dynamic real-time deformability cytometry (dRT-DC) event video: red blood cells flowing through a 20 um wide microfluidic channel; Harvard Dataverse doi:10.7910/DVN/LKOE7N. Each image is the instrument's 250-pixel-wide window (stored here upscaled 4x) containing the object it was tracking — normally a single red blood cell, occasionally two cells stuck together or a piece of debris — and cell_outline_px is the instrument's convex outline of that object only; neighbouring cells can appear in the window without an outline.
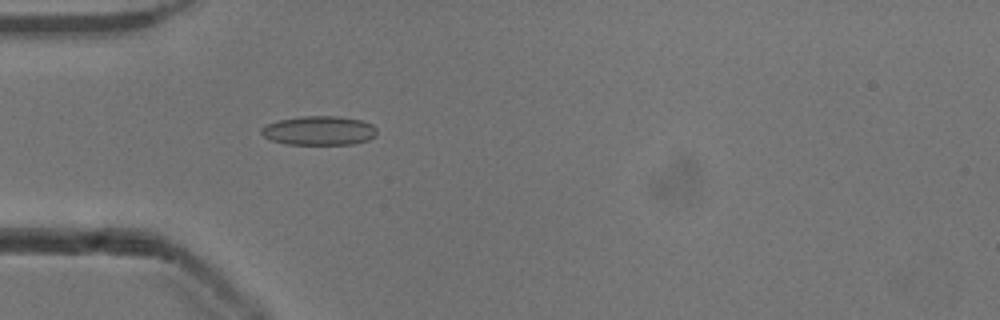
{"species": "common noctule bat (a hibernating species)", "species_latin": "Nyctalus noctula", "temperature_condition": "cold", "stored_images_in_passage": 40, "camera_frame_rate_fps": 3000, "um_per_image_px": 0.085, "animal": {"sex": "male", "body_mass_g": 13.3}, "frame": {"image": 1, "passage_image": 4, "time_ms": 1.0, "image_size_px": [1000, 320], "cell_outline_px": [[376, 136], [368, 140], [352, 144], [288, 144], [272, 140], [264, 136], [260, 132], [260, 128], [268, 124], [280, 120], [300, 116], [336, 116], [360, 120], [372, 124], [376, 128]], "centroid_in_image_um": [27.14, 11.1], "position_along_channel_um": 57.9, "area_um2": 19.48}}
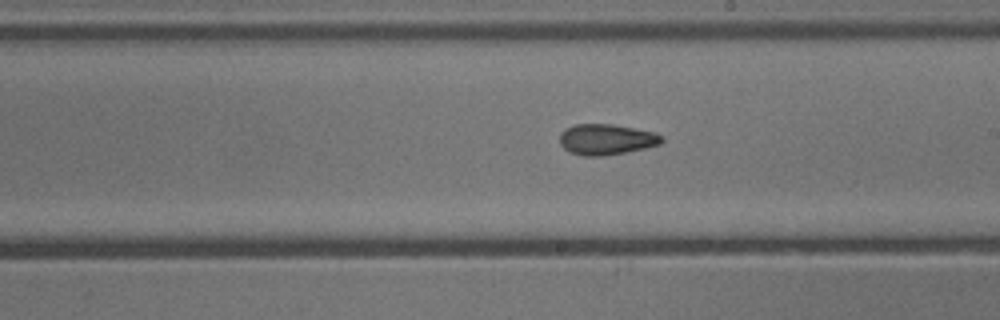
{"frame": {"image": 2, "passage_image": 18, "time_ms": 5.667, "image_size_px": [1000, 320], "cell_outline_px": [[664, 140], [660, 144], [644, 148], [604, 156], [584, 156], [568, 152], [560, 144], [560, 132], [564, 128], [576, 124], [612, 124], [652, 132], [664, 136]], "centroid_in_image_um": [51.5, 11.85], "position_along_channel_um": 237.5, "area_um2": 18.26}}
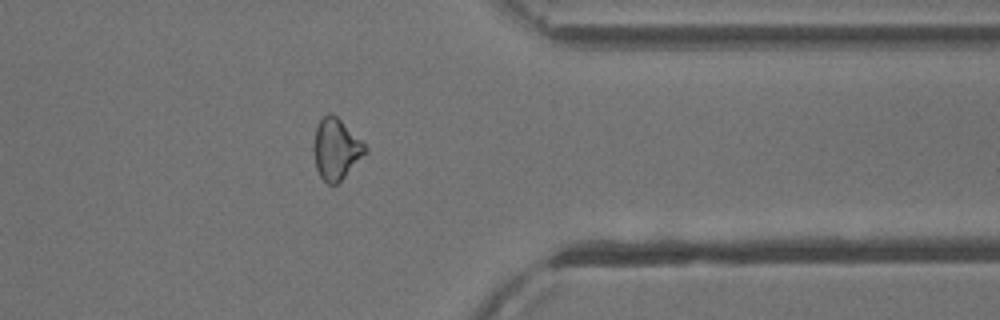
{"frame": {"image": 3, "passage_image": 30, "time_ms": 9.667, "image_size_px": [1000, 320], "cell_outline_px": [[368, 152], [336, 184], [328, 184], [320, 176], [316, 168], [312, 152], [312, 148], [316, 128], [320, 120], [328, 112], [332, 112], [368, 148]], "centroid_in_image_um": [28.54, 12.67], "position_along_channel_um": 382.9, "area_um2": 18.15}, "authors_computed_cell_mechanics": {"area_um2": 18.4382, "velocity_mm_per_s": 3.927, "shape_relaxation_time_tau1_ms": null, "shape_relaxation_time_tau2_ms": 6.6953, "deformation_change_tau1": null, "deformation_change_tau2": 0.1419}}